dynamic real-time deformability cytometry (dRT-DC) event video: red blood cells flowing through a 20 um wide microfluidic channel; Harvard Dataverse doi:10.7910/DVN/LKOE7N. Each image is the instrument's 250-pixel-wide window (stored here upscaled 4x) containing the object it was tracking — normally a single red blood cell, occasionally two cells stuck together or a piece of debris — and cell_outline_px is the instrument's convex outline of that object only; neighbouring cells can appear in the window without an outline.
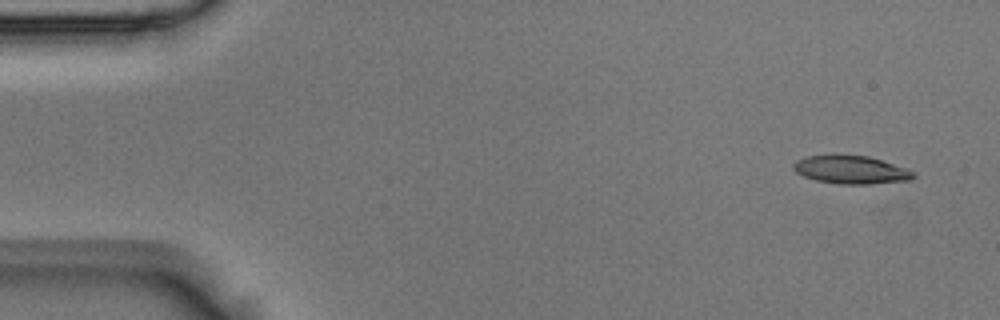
{"species": "Egyptian fruit bat (a non-hibernating species)", "species_latin": "Rousettus aegyptiacus", "temperature_condition": "room temperature", "stored_images_in_passage": 14, "camera_frame_rate_fps": 3000, "um_per_image_px": 0.085, "animal": {"sex": "male"}, "frame": {"image": 1, "passage_image": 1, "time_ms": 0.0, "image_size_px": [1000, 320], "cell_outline_px": [[916, 176], [912, 180], [868, 184], [840, 184], [816, 180], [804, 176], [796, 172], [792, 168], [792, 164], [796, 160], [808, 156], [832, 152], [868, 156], [908, 168]], "centroid_in_image_um": [72.3, 14.39], "position_along_channel_um": 12.7, "area_um2": 20.29}}
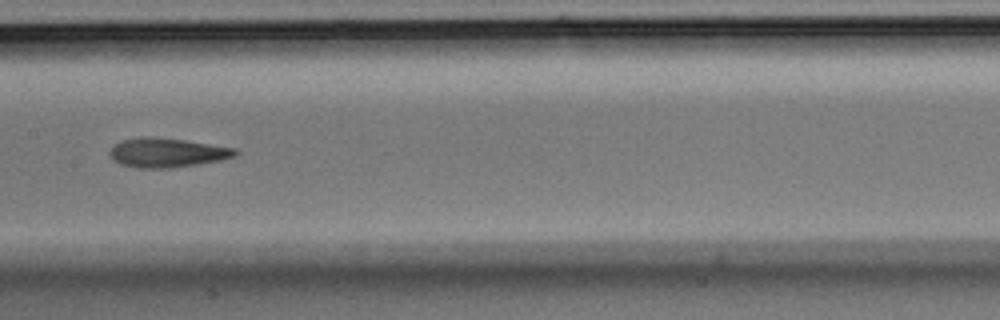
{"frame": {"image": 2, "passage_image": 7, "time_ms": 2.0, "image_size_px": [1000, 320], "cell_outline_px": [[240, 152], [236, 156], [220, 160], [172, 168], [136, 168], [120, 164], [112, 160], [108, 152], [120, 140], [144, 136], [152, 136], [184, 140], [236, 148]], "centroid_in_image_um": [14.18, 12.97], "position_along_channel_um": 193.2, "area_um2": 21.56}}
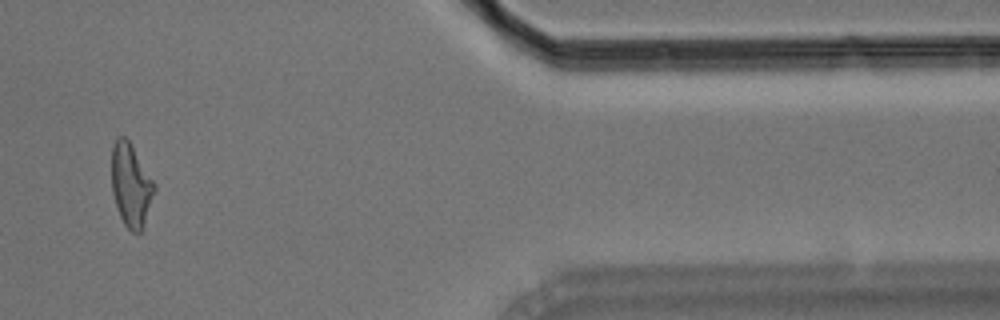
{"frame": {"image": 3, "passage_image": 12, "time_ms": 3.667, "image_size_px": [1000, 320], "cell_outline_px": [[156, 188], [144, 224], [140, 232], [136, 236], [124, 224], [120, 216], [112, 192], [112, 144], [116, 136], [124, 136], [128, 140], [156, 184]], "centroid_in_image_um": [11.13, 15.74], "position_along_channel_um": 400.3, "area_um2": 20.63}}